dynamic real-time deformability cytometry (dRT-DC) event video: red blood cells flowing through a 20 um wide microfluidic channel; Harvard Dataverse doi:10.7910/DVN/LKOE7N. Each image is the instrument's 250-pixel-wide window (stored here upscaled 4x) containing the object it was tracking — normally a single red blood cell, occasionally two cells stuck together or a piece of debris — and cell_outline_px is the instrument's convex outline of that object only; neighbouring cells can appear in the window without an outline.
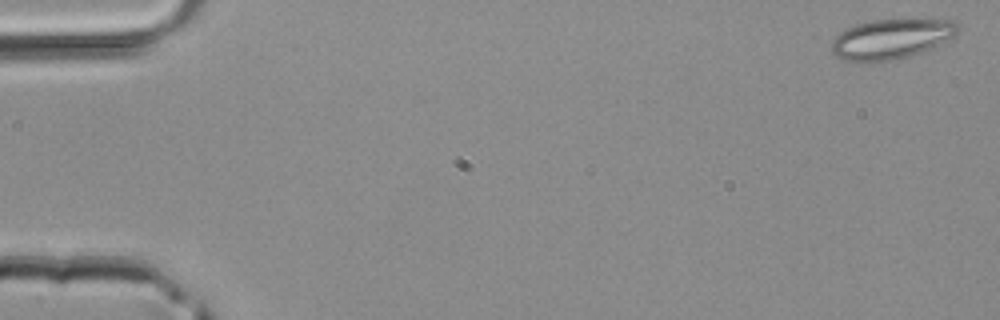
{"species": "common noctule bat (a hibernating species)", "species_latin": "Nyctalus noctula", "temperature_condition": "room temperature", "stored_images_in_passage": 9, "camera_frame_rate_fps": 3000, "um_per_image_px": 0.085, "animal": {"sex": "male", "body_mass_g": 20.4}, "frame": {"image": 1, "passage_image": 1, "time_ms": 0.0, "image_size_px": [1000, 320], "cell_outline_px": [[960, 28], [956, 36], [932, 48], [908, 56], [892, 60], [844, 60], [836, 56], [832, 52], [832, 40], [840, 32], [856, 24], [872, 20], [956, 20]], "centroid_in_image_um": [75.8, 3.29], "position_along_channel_um": 9.2, "area_um2": 28.96}}